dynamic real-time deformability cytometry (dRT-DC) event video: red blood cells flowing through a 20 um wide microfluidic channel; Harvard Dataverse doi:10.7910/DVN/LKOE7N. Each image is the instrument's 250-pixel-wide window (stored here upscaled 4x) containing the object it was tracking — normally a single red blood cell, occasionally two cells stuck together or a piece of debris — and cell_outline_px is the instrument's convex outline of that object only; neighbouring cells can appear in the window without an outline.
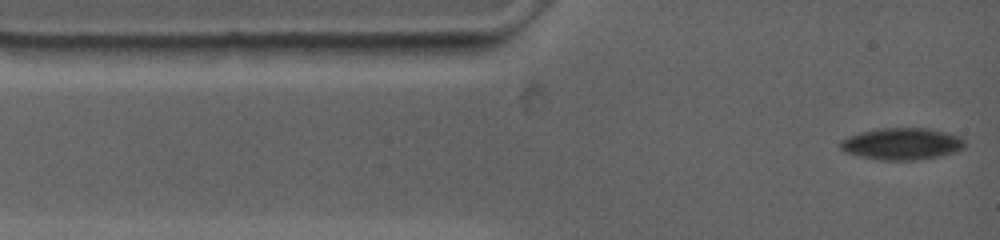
{"species": "common noctule bat (a hibernating species)", "species_latin": "Nyctalus noctula", "temperature_condition": "warm", "stored_images_in_passage": 13, "camera_frame_rate_fps": 4500, "um_per_image_px": 0.085, "animal": {"sex": "female", "body_mass_g": 19.0, "forearm_length_mm": 53.3}, "frame": {"image": 1, "passage_image": 1, "time_ms": 0.0, "image_size_px": [1000, 240], "cell_outline_px": [[964, 148], [956, 152], [920, 160], [880, 160], [860, 156], [844, 152], [840, 148], [840, 140], [848, 136], [860, 132], [876, 128], [932, 128], [960, 136], [964, 140]], "centroid_in_image_um": [76.66, 12.22], "position_along_channel_um": 8.3, "area_um2": 23.35}}
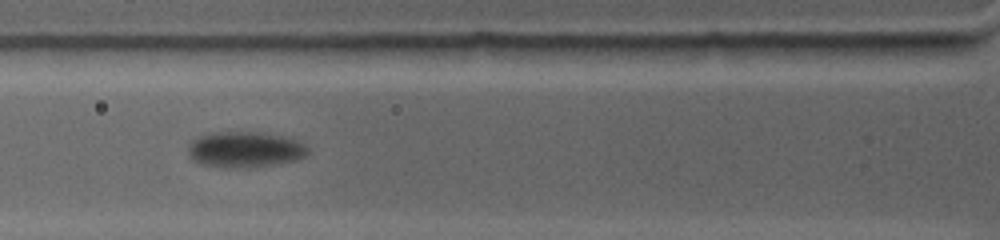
{"frame": {"image": 2, "passage_image": 8, "time_ms": 4.0, "image_size_px": [1000, 240], "cell_outline_px": [[308, 152], [304, 156], [296, 160], [272, 164], [200, 164], [188, 152], [188, 144], [192, 140], [200, 136], [212, 132], [264, 132], [292, 136], [300, 140], [308, 148]], "centroid_in_image_um": [20.91, 12.61], "position_along_channel_um": 104.9, "area_um2": 23.99}}
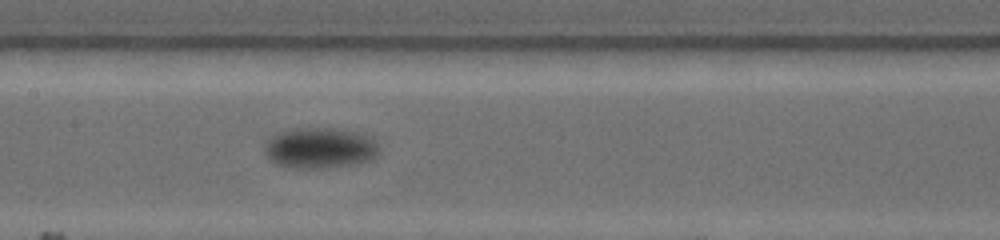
{"frame": {"image": 3, "passage_image": 13, "time_ms": 6.222, "image_size_px": [1000, 240], "cell_outline_px": [[380, 152], [372, 160], [352, 164], [316, 168], [304, 168], [276, 164], [264, 152], [264, 148], [268, 140], [276, 132], [292, 128], [336, 128], [356, 132], [368, 136], [376, 140], [380, 148]], "centroid_in_image_um": [27.22, 12.55], "position_along_channel_um": 180.2, "area_um2": 27.17}}